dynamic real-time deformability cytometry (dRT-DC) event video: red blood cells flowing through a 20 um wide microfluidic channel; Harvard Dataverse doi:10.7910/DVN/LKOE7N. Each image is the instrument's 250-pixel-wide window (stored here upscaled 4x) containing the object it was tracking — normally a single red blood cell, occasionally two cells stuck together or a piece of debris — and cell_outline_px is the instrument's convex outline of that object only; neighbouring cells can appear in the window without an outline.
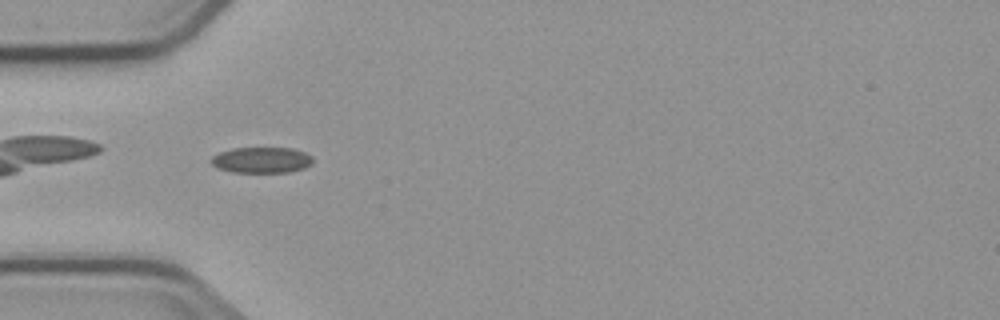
{"species": "common noctule bat (a hibernating species)", "species_latin": "Nyctalus noctula", "temperature_condition": "cold", "stored_images_in_passage": 4, "camera_frame_rate_fps": 3000, "um_per_image_px": 0.085, "animal": {"sex": "male", "body_mass_g": 23.1, "forearm_length_mm": 52.7}, "frame": {"image": 1, "passage_image": 3, "time_ms": 3.333, "image_size_px": [1000, 320], "cell_outline_px": [[312, 164], [304, 168], [288, 172], [232, 172], [220, 168], [212, 164], [208, 160], [212, 156], [220, 152], [232, 148], [292, 148], [304, 152], [312, 156]], "centroid_in_image_um": [22.23, 13.6], "position_along_channel_um": 62.8, "area_um2": 15.32}}